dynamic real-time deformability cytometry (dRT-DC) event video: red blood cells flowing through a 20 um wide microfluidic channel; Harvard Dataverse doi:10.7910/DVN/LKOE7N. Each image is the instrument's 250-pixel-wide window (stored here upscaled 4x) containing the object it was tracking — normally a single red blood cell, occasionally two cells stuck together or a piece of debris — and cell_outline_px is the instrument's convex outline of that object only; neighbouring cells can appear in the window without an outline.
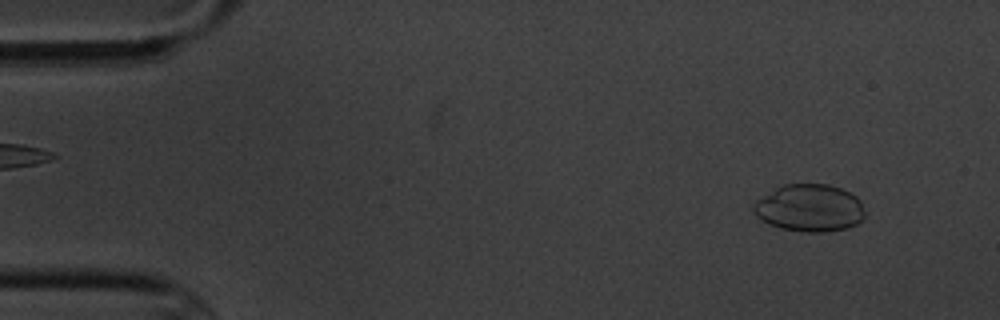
{"species": "common noctule bat (a hibernating species)", "species_latin": "Nyctalus noctula", "temperature_condition": "cold", "stored_images_in_passage": 14, "camera_frame_rate_fps": 3000, "um_per_image_px": 0.085, "animal": {"sex": "male", "body_mass_g": 20.1, "forearm_length_mm": 53.5}, "frame": {"image": 1, "passage_image": 1, "time_ms": 0.0, "image_size_px": [1000, 320], "cell_outline_px": [[864, 216], [856, 224], [848, 228], [824, 232], [804, 232], [780, 228], [768, 224], [756, 216], [752, 212], [752, 204], [756, 200], [776, 188], [784, 184], [828, 184], [840, 188], [856, 196], [860, 200], [864, 212]], "centroid_in_image_um": [68.78, 17.68], "position_along_channel_um": 16.2, "area_um2": 30.81}}
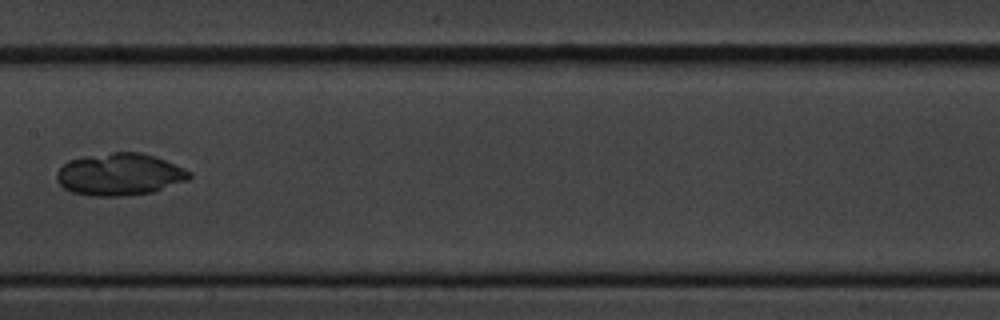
{"frame": {"image": 2, "passage_image": 7, "time_ms": 8.0, "image_size_px": [1000, 320], "cell_outline_px": [[192, 176], [188, 180], [152, 192], [120, 196], [92, 196], [72, 192], [64, 188], [56, 180], [56, 172], [68, 160], [84, 156], [112, 152], [140, 152], [156, 156], [184, 168], [192, 172]], "centroid_in_image_um": [10.17, 14.81], "position_along_channel_um": 197.2, "area_um2": 32.71}}
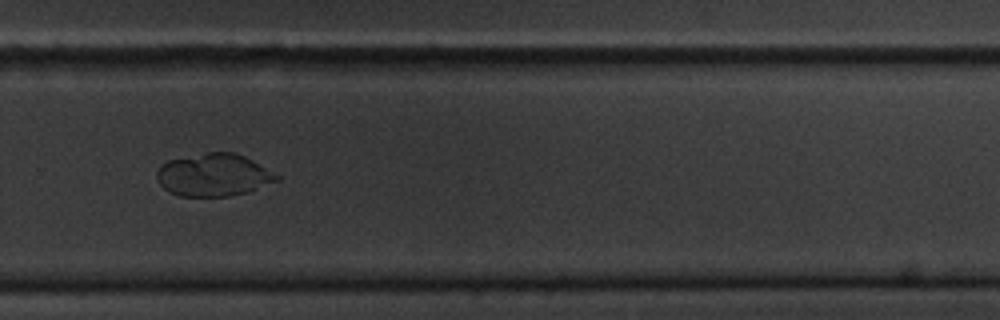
{"frame": {"image": 3, "passage_image": 10, "time_ms": 11.333, "image_size_px": [1000, 320], "cell_outline_px": [[280, 180], [248, 192], [228, 196], [180, 196], [168, 192], [160, 184], [156, 176], [156, 172], [160, 164], [168, 160], [208, 152], [236, 152], [252, 160], [280, 176]], "centroid_in_image_um": [18.15, 14.87], "position_along_channel_um": 311.7, "area_um2": 29.82}}